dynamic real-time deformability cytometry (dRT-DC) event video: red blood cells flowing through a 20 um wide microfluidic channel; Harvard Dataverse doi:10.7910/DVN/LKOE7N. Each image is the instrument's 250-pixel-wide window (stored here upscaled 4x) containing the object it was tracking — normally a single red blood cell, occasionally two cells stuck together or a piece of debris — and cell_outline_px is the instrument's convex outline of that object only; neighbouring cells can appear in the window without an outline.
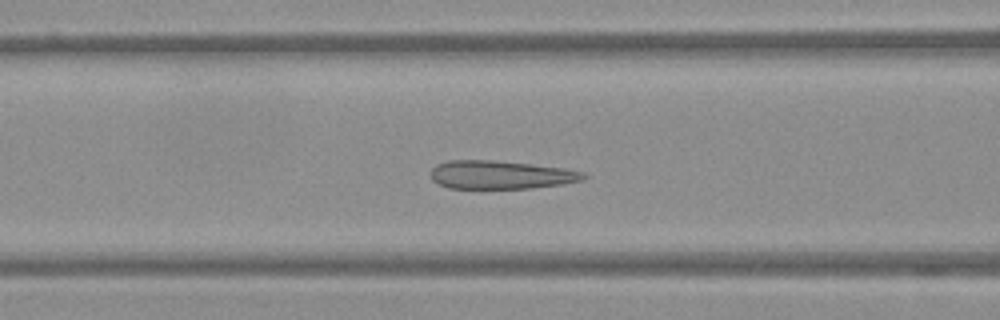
{"species": "Egyptian fruit bat (a non-hibernating species)", "species_latin": "Rousettus aegyptiacus", "temperature_condition": "warm", "stored_images_in_passage": 54, "camera_frame_rate_fps": 3000, "um_per_image_px": 0.085, "frame": {"image": 1, "passage_image": 22, "time_ms": 7.0, "image_size_px": [1000, 320], "cell_outline_px": [[588, 176], [580, 180], [564, 184], [532, 188], [448, 188], [432, 180], [432, 168], [436, 164], [448, 160], [492, 160], [564, 168], [584, 172]], "centroid_in_image_um": [42.56, 14.86], "position_along_channel_um": 124.0, "area_um2": 25.09}}
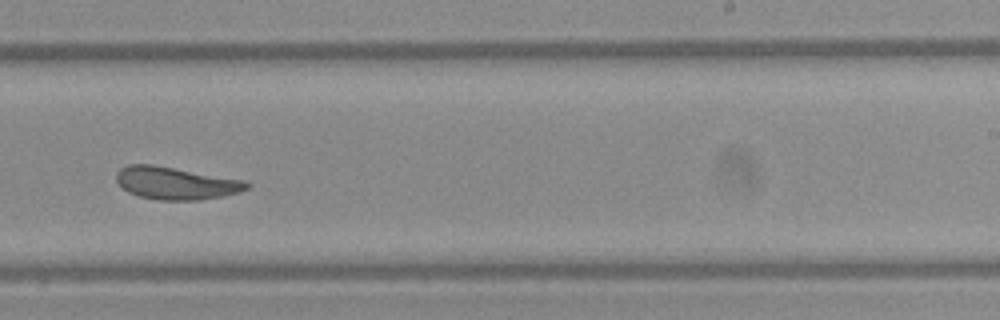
{"frame": {"image": 2, "passage_image": 34, "time_ms": 11.0, "image_size_px": [1000, 320], "cell_outline_px": [[252, 184], [248, 188], [240, 192], [200, 200], [156, 200], [140, 196], [128, 192], [116, 180], [116, 172], [120, 168], [128, 164], [152, 164], [244, 180]], "centroid_in_image_um": [14.94, 15.56], "position_along_channel_um": 274.1, "area_um2": 24.62}}
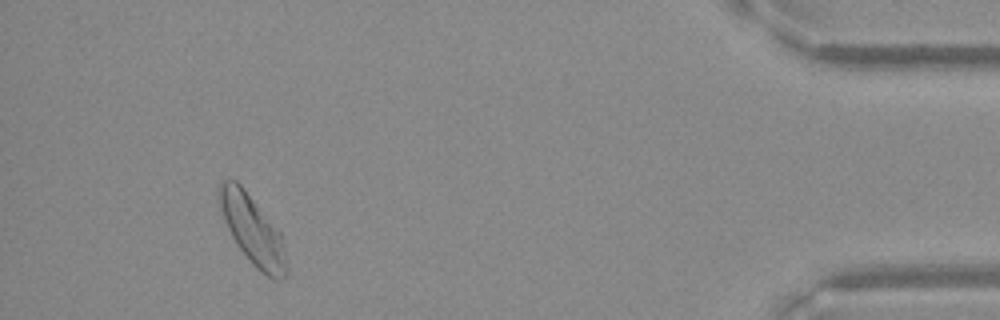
{"frame": {"image": 3, "passage_image": 50, "time_ms": 16.333, "image_size_px": [1000, 320], "cell_outline_px": [[288, 276], [280, 280], [276, 280], [268, 276], [256, 268], [252, 264], [236, 244], [224, 220], [216, 196], [216, 192], [220, 180], [236, 180], [240, 184], [280, 232], [284, 244], [288, 268]], "centroid_in_image_um": [21.46, 19.56], "position_along_channel_um": 413.7, "area_um2": 27.17}}